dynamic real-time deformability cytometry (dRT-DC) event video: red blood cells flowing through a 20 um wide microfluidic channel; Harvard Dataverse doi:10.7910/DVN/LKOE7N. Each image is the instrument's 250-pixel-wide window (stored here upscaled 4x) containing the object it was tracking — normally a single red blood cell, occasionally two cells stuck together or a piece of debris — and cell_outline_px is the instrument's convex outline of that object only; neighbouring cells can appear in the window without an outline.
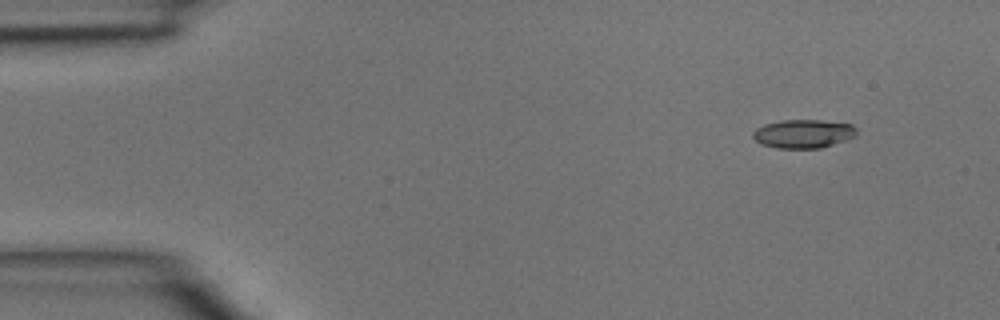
{"species": "common noctule bat (a hibernating species)", "species_latin": "Nyctalus noctula", "temperature_condition": "room temperature", "stored_images_in_passage": 4, "camera_frame_rate_fps": 3000, "um_per_image_px": 0.085, "animal": {"sex": "male", "body_mass_g": 15.6}, "frame": {"image": 1, "passage_image": 1, "time_ms": 0.0, "image_size_px": [1000, 320], "cell_outline_px": [[856, 136], [820, 148], [776, 148], [760, 144], [752, 136], [752, 132], [756, 128], [764, 124], [780, 120], [820, 120], [852, 124], [856, 128]], "centroid_in_image_um": [68.25, 11.36], "position_along_channel_um": 16.8, "area_um2": 17.28}}
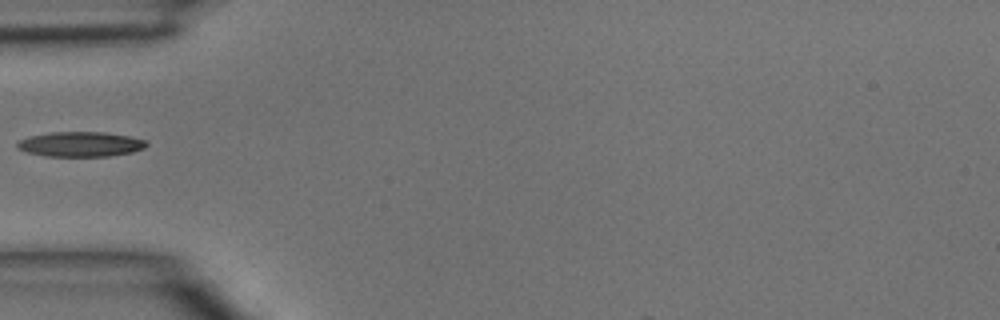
{"frame": {"image": 2, "passage_image": 4, "time_ms": 1.0, "image_size_px": [1000, 320], "cell_outline_px": [[148, 144], [144, 148], [132, 152], [108, 156], [48, 156], [28, 152], [16, 148], [16, 144], [20, 140], [28, 136], [52, 132], [104, 132], [128, 136], [148, 140]], "centroid_in_image_um": [6.86, 12.25], "position_along_channel_um": 78.1, "area_um2": 18.73}}